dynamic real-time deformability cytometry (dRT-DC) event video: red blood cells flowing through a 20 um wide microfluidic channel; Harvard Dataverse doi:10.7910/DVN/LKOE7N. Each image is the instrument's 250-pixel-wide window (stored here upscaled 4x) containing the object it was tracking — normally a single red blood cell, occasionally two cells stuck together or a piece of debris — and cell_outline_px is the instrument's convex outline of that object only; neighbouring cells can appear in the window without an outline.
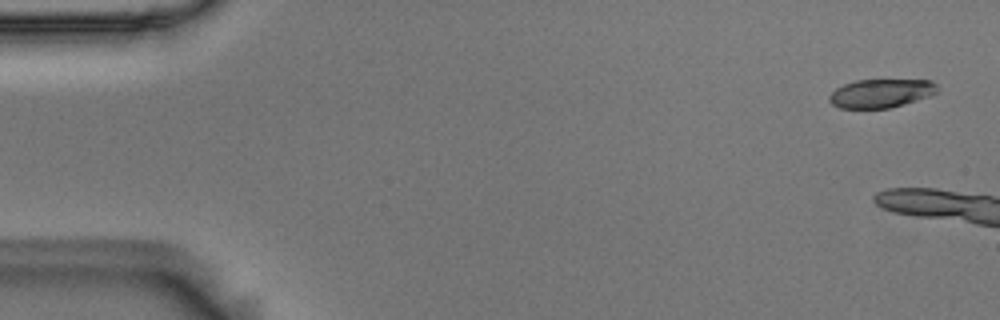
{"species": "Egyptian fruit bat (a non-hibernating species)", "species_latin": "Rousettus aegyptiacus", "temperature_condition": "room temperature", "stored_images_in_passage": 4, "camera_frame_rate_fps": 3000, "um_per_image_px": 0.085, "animal": {"sex": "male"}, "frame": {"image": 1, "passage_image": 1, "time_ms": 0.0, "image_size_px": [1000, 320], "cell_outline_px": [[936, 92], [928, 96], [904, 104], [888, 108], [840, 108], [832, 104], [828, 100], [828, 96], [836, 88], [844, 84], [856, 80], [932, 80], [936, 84]], "centroid_in_image_um": [74.84, 7.93], "position_along_channel_um": 10.2, "area_um2": 17.86}}